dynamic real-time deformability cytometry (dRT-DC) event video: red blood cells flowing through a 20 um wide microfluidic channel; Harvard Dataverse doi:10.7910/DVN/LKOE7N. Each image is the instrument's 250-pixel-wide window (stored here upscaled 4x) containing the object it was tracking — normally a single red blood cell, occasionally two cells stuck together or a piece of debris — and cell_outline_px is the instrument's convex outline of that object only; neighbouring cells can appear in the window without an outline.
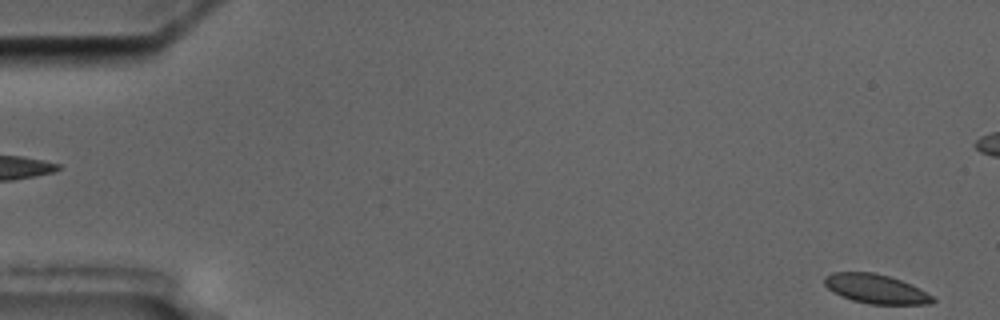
{"species": "common noctule bat (a hibernating species)", "species_latin": "Nyctalus noctula", "temperature_condition": "cold", "stored_images_in_passage": 4, "segment_of_instrument_passage": [2, 2], "camera_frame_rate_fps": 3000, "um_per_image_px": 0.085, "animal": {"sex": "male", "body_mass_g": 17.5, "forearm_length_mm": 52.3}, "frame": {"image": 1, "passage_image": 4, "time_ms": 3.333, "image_size_px": [1000, 320], "cell_outline_px": [[936, 300], [932, 304], [868, 304], [852, 300], [840, 296], [832, 292], [824, 284], [824, 276], [832, 272], [872, 272], [888, 276], [912, 284], [920, 288], [932, 296]], "centroid_in_image_um": [74.43, 24.56], "position_along_channel_um": 10.6, "area_um2": 18.55}}